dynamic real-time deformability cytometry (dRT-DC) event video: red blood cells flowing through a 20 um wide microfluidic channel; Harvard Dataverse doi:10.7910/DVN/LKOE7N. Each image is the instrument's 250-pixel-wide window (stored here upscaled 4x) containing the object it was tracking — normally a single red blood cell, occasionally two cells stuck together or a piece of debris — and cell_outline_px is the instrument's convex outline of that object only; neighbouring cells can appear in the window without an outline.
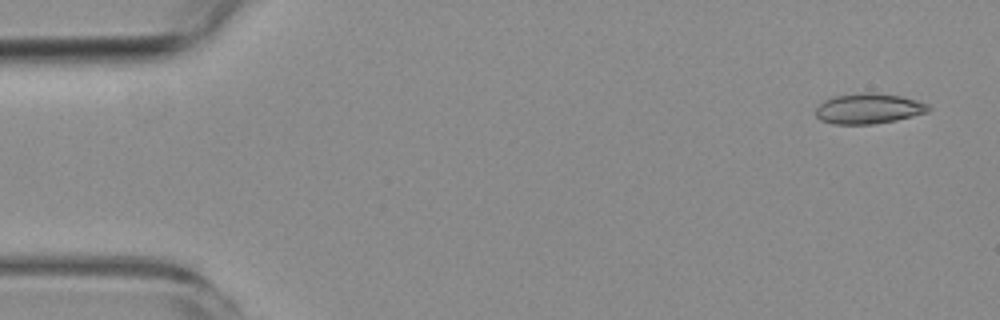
{"species": "common noctule bat (a hibernating species)", "species_latin": "Nyctalus noctula", "temperature_condition": "room temperature", "stored_images_in_passage": 5, "camera_frame_rate_fps": 3000, "um_per_image_px": 0.085, "animal": {"sex": "female", "body_mass_g": 19.3, "forearm_length_mm": 54.1}, "frame": {"image": 1, "passage_image": 1, "time_ms": 0.0, "image_size_px": [1000, 320], "cell_outline_px": [[932, 108], [928, 112], [896, 120], [872, 124], [832, 124], [820, 120], [816, 116], [816, 108], [824, 100], [836, 96], [864, 92], [876, 92], [900, 96], [916, 100], [928, 104]], "centroid_in_image_um": [73.83, 9.23], "position_along_channel_um": 11.2, "area_um2": 19.94}}
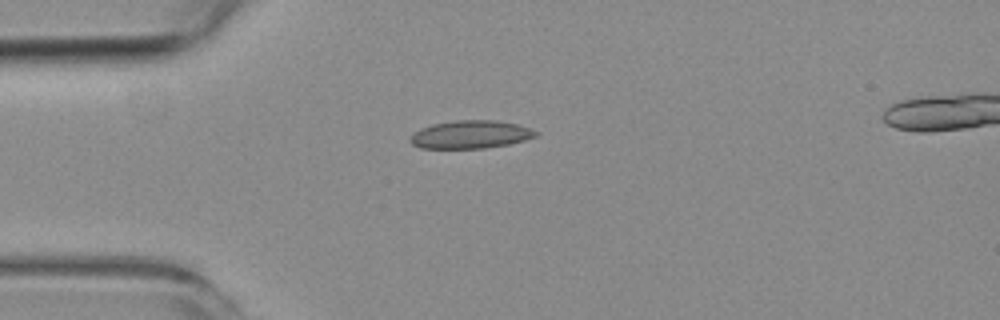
{"frame": {"image": 2, "passage_image": 3, "time_ms": 3.667, "image_size_px": [1000, 320], "cell_outline_px": [[540, 132], [536, 136], [524, 140], [508, 144], [484, 148], [420, 148], [412, 144], [412, 136], [420, 128], [432, 124], [456, 120], [496, 120], [516, 124]], "centroid_in_image_um": [40.02, 11.43], "position_along_channel_um": 45.0, "area_um2": 20.23}}
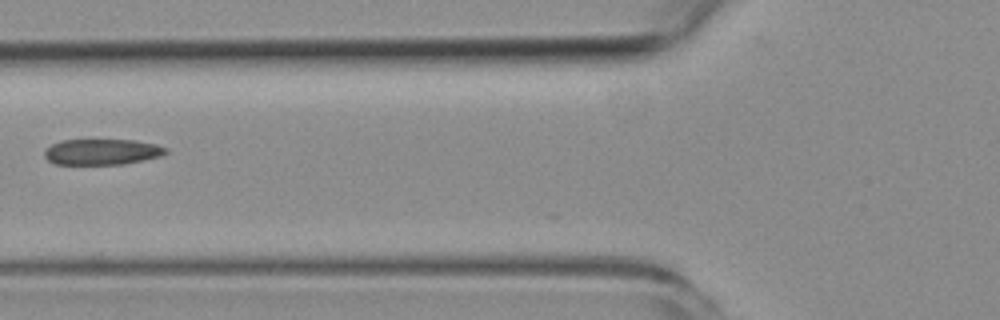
{"frame": {"image": 3, "passage_image": 5, "time_ms": 6.0, "image_size_px": [1000, 320], "cell_outline_px": [[168, 152], [160, 156], [124, 164], [56, 164], [48, 160], [44, 156], [44, 152], [52, 144], [60, 140], [132, 140], [156, 144], [168, 148]], "centroid_in_image_um": [8.68, 12.9], "position_along_channel_um": 117.1, "area_um2": 18.15}}